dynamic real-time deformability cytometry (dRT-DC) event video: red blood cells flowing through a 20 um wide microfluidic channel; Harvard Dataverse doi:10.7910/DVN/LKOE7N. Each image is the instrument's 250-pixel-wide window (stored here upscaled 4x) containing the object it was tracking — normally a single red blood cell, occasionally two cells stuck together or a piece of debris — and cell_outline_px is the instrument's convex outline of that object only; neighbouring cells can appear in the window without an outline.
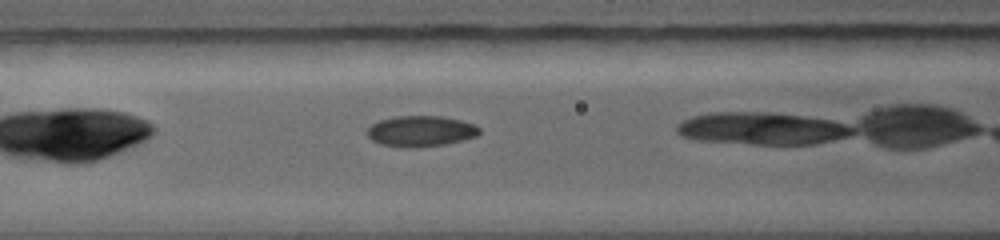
{"species": "common noctule bat (a hibernating species)", "species_latin": "Nyctalus noctula", "temperature_condition": "warm", "stored_images_in_passage": 17, "camera_frame_rate_fps": 5000, "um_per_image_px": 0.085, "animal": {"sex": "female", "body_mass_g": 19.0, "forearm_length_mm": 56.7}, "frame": {"image": 1, "passage_image": 9, "time_ms": 2.0, "image_size_px": [1000, 240], "cell_outline_px": [[480, 132], [476, 136], [464, 140], [444, 144], [416, 148], [400, 148], [380, 144], [372, 140], [368, 136], [368, 128], [372, 124], [380, 120], [396, 116], [440, 116], [460, 120], [472, 124], [480, 128]], "centroid_in_image_um": [35.75, 11.16], "position_along_channel_um": 130.9, "area_um2": 20.17}}